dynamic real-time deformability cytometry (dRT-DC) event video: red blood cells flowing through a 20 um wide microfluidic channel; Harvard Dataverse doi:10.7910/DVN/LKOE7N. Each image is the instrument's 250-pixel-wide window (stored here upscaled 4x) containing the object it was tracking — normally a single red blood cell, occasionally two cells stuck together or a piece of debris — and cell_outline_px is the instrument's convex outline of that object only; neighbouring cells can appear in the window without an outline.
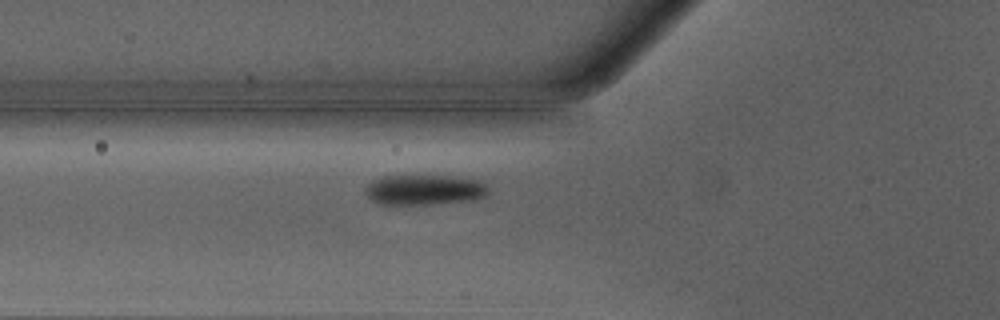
{"species": "Egyptian fruit bat (a non-hibernating species)", "species_latin": "Rousettus aegyptiacus", "temperature_condition": "warm", "stored_images_in_passage": 34, "camera_frame_rate_fps": 3000, "um_per_image_px": 0.085, "animal": {"sex": "male"}, "frame": {"image": 1, "passage_image": 6, "time_ms": 1.667, "image_size_px": [1000, 320], "cell_outline_px": [[488, 192], [484, 196], [472, 200], [432, 204], [376, 204], [364, 192], [364, 188], [372, 180], [384, 176], [448, 176], [484, 180], [488, 188]], "centroid_in_image_um": [36.07, 16.13], "position_along_channel_um": 89.7, "area_um2": 21.79}}
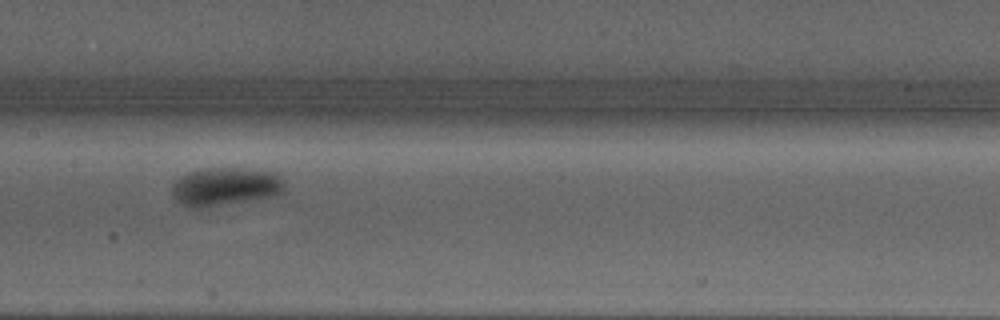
{"frame": {"image": 2, "passage_image": 13, "time_ms": 4.0, "image_size_px": [1000, 320], "cell_outline_px": [[284, 192], [272, 196], [248, 200], [196, 208], [192, 208], [176, 200], [172, 192], [172, 184], [180, 176], [188, 172], [204, 168], [240, 168], [276, 172], [280, 176], [284, 184]], "centroid_in_image_um": [19.15, 15.83], "position_along_channel_um": 188.3, "area_um2": 24.8}}
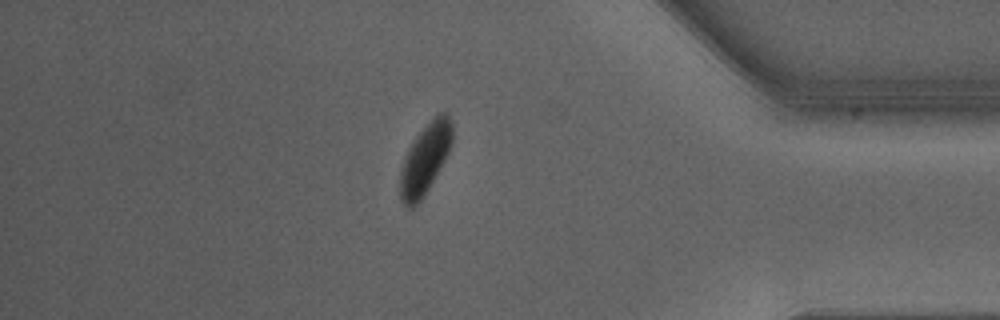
{"frame": {"image": 3, "passage_image": 30, "time_ms": 9.667, "image_size_px": [1000, 320], "cell_outline_px": [[452, 144], [444, 160], [428, 188], [420, 200], [412, 208], [408, 208], [400, 200], [400, 172], [404, 156], [408, 148], [416, 136], [436, 112], [444, 112], [452, 120]], "centroid_in_image_um": [36.12, 13.46], "position_along_channel_um": 399.1, "area_um2": 21.27}, "authors_computed_cell_mechanics": {"area_um2": 23.4957, "velocity_mm_per_s": 4.2179, "shape_relaxation_time_tau1_ms": 1.8037, "shape_relaxation_time_tau2_ms": null, "deformation_change_tau1": 0.1277, "deformation_change_tau2": null}}